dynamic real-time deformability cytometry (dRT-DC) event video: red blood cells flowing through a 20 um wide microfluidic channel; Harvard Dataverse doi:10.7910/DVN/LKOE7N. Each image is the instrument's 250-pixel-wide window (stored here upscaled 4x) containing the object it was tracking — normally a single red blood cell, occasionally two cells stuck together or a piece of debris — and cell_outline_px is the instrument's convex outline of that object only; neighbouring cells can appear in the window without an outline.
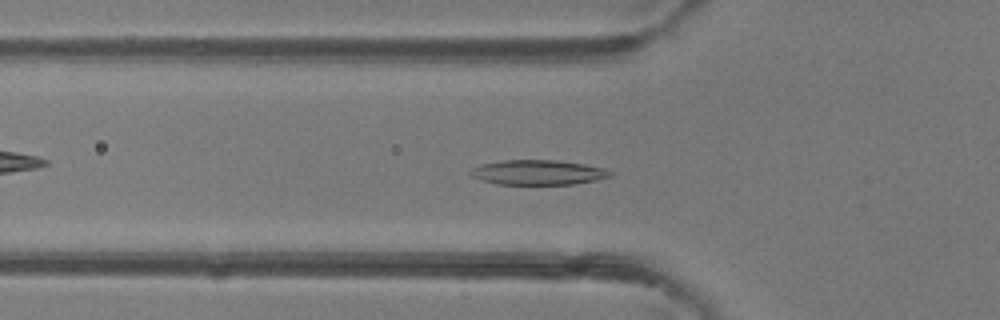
{"species": "common noctule bat (a hibernating species)", "species_latin": "Nyctalus noctula", "temperature_condition": "room temperature", "stored_images_in_passage": 47, "camera_frame_rate_fps": 3000, "um_per_image_px": 0.085, "animal": {"sex": "female"}, "frame": {"image": 1, "passage_image": 16, "time_ms": 5.0, "image_size_px": [1000, 320], "cell_outline_px": [[612, 176], [596, 180], [576, 184], [496, 184], [472, 176], [468, 172], [472, 168], [484, 164], [504, 160], [556, 160], [584, 164], [604, 168], [612, 172]], "centroid_in_image_um": [45.77, 14.65], "position_along_channel_um": 80.0, "area_um2": 20.06}}
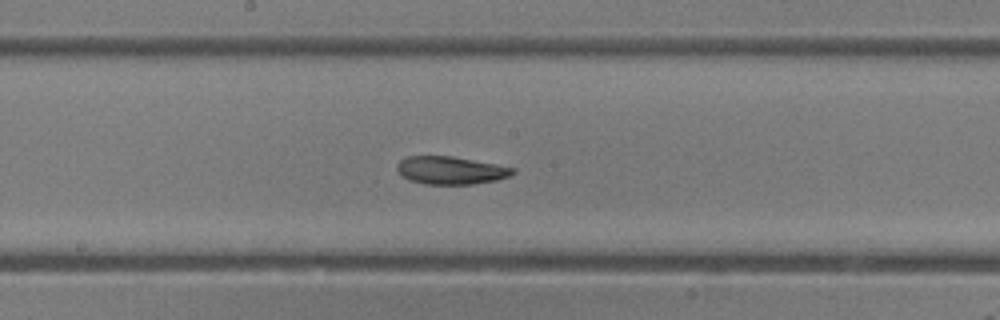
{"frame": {"image": 2, "passage_image": 25, "time_ms": 8.0, "image_size_px": [1000, 320], "cell_outline_px": [[516, 172], [508, 176], [496, 180], [472, 184], [424, 184], [408, 180], [396, 168], [396, 164], [404, 156], [452, 156], [496, 164], [516, 168]], "centroid_in_image_um": [38.3, 14.47], "position_along_channel_um": 209.9, "area_um2": 18.79}}
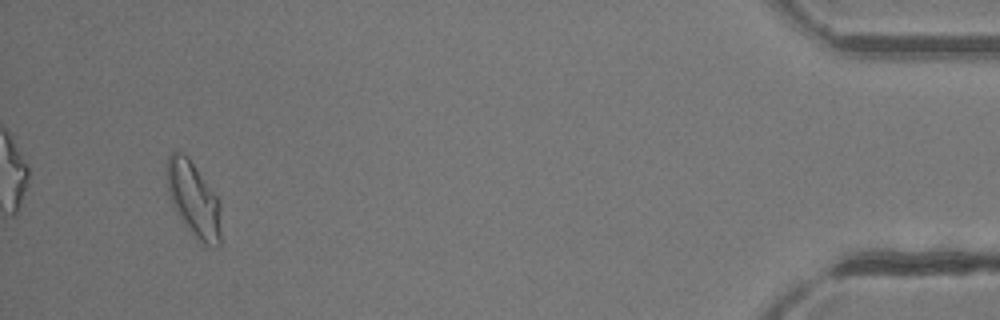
{"frame": {"image": 3, "passage_image": 45, "time_ms": 14.667, "image_size_px": [1000, 320], "cell_outline_px": [[220, 244], [216, 248], [212, 248], [204, 244], [180, 220], [168, 196], [164, 168], [168, 156], [172, 152], [180, 152], [188, 156], [220, 200]], "centroid_in_image_um": [16.43, 16.91], "position_along_channel_um": 418.8, "area_um2": 24.04}, "authors_computed_cell_mechanics": {"area_um2": 20.0566, "velocity_mm_per_s": 4.2971, "shape_relaxation_time_tau1_ms": 3.2907, "shape_relaxation_time_tau2_ms": 2.2919, "deformation_change_tau1": 0.1344, "deformation_change_tau2": 0.0816}}